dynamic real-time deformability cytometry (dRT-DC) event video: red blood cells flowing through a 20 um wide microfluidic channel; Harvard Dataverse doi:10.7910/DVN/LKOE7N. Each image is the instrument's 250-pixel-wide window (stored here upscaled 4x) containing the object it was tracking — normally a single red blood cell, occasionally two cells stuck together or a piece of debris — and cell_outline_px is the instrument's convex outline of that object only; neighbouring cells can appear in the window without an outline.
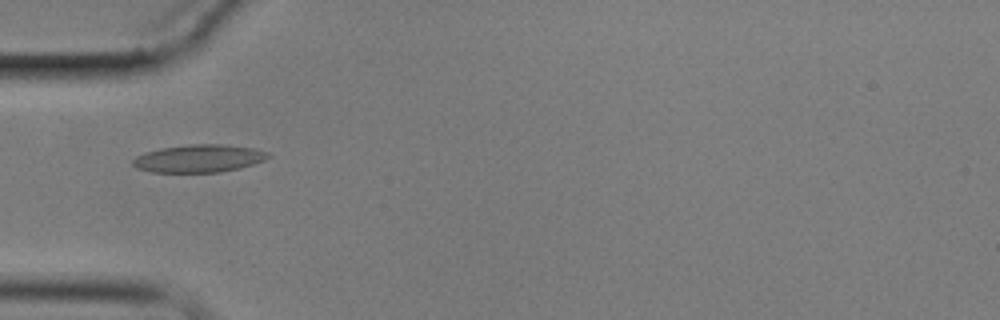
{"species": "common noctule bat (a hibernating species)", "species_latin": "Nyctalus noctula", "temperature_condition": "cold", "stored_images_in_passage": 7, "camera_frame_rate_fps": 3000, "um_per_image_px": 0.085, "animal": {"sex": "male", "body_mass_g": 17.9}, "frame": {"image": 1, "passage_image": 5, "time_ms": 4.667, "image_size_px": [1000, 320], "cell_outline_px": [[272, 156], [264, 160], [240, 168], [220, 172], [152, 172], [136, 168], [132, 164], [132, 160], [136, 156], [144, 152], [160, 148], [192, 144], [224, 144], [252, 148], [268, 152]], "centroid_in_image_um": [16.89, 13.47], "position_along_channel_um": 68.1, "area_um2": 21.91}}
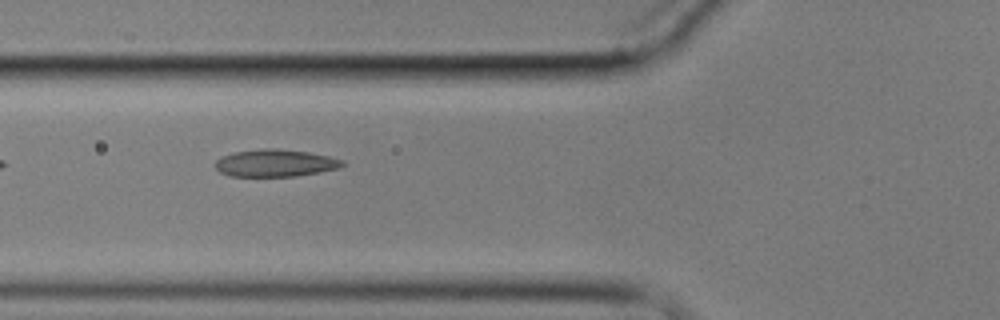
{"frame": {"image": 2, "passage_image": 6, "time_ms": 5.667, "image_size_px": [1000, 320], "cell_outline_px": [[344, 164], [340, 168], [320, 172], [296, 176], [228, 176], [220, 172], [216, 168], [216, 160], [224, 156], [236, 152], [260, 148], [272, 148], [308, 152], [328, 156], [344, 160]], "centroid_in_image_um": [23.42, 13.86], "position_along_channel_um": 102.4, "area_um2": 20.11}}
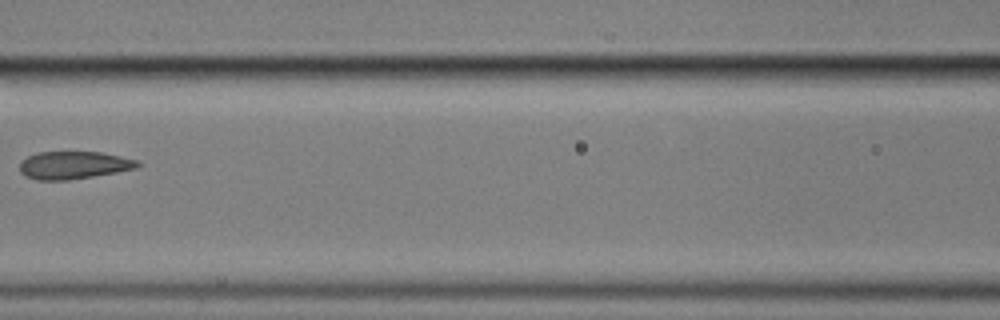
{"frame": {"image": 3, "passage_image": 7, "time_ms": 7.333, "image_size_px": [1000, 320], "cell_outline_px": [[140, 164], [136, 168], [116, 172], [68, 180], [36, 180], [24, 176], [20, 172], [20, 160], [36, 152], [100, 152], [120, 156], [136, 160]], "centroid_in_image_um": [6.2, 14.04], "position_along_channel_um": 160.4, "area_um2": 18.96}}